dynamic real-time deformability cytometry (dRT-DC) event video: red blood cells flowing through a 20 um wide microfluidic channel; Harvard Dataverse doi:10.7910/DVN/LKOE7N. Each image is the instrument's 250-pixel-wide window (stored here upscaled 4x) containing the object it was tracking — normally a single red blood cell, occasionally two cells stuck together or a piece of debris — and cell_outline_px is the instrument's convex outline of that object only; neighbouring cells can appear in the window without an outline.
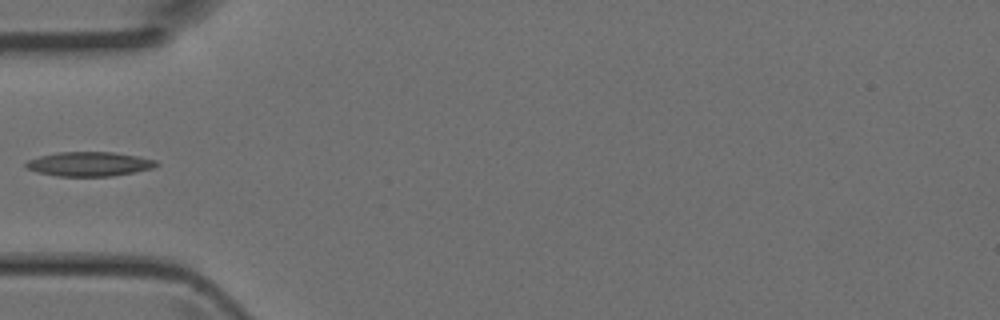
{"species": "Egyptian fruit bat (a non-hibernating species)", "species_latin": "Rousettus aegyptiacus", "temperature_condition": "room temperature", "stored_images_in_passage": 3, "camera_frame_rate_fps": 3000, "um_per_image_px": 0.085, "animal": {"sex": "female"}, "frame": {"image": 1, "passage_image": 3, "time_ms": 0.667, "image_size_px": [1000, 320], "cell_outline_px": [[160, 164], [152, 168], [112, 176], [56, 176], [40, 172], [28, 168], [24, 164], [28, 160], [40, 156], [56, 152], [112, 152], [136, 156], [156, 160]], "centroid_in_image_um": [7.59, 13.93], "position_along_channel_um": 77.4, "area_um2": 18.26}}